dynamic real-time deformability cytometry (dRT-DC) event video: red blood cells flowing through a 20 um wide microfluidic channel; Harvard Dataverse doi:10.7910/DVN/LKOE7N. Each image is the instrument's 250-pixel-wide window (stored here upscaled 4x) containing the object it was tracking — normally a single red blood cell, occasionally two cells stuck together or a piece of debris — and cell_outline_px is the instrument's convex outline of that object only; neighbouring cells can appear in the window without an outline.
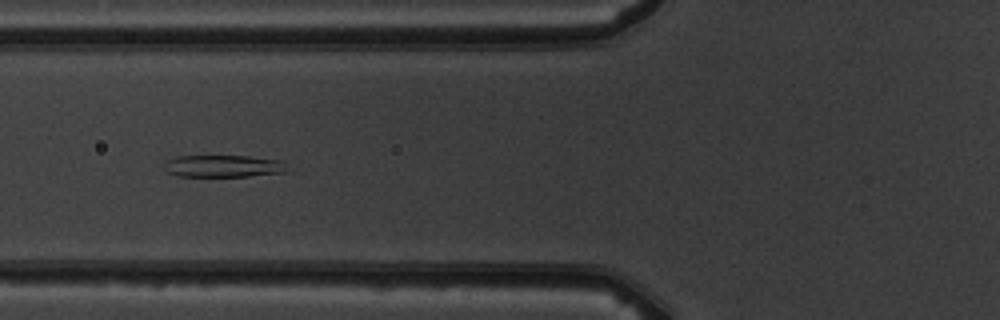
{"species": "common noctule bat (a hibernating species)", "species_latin": "Nyctalus noctula", "temperature_condition": "warm", "stored_images_in_passage": 2, "camera_frame_rate_fps": 3000, "um_per_image_px": 0.085, "animal": {"sex": "male", "body_mass_g": 19.5, "forearm_length_mm": 54.6}, "frame": {"image": 1, "passage_image": 2, "time_ms": 1.333, "image_size_px": [1000, 320], "cell_outline_px": [[284, 172], [248, 176], [180, 176], [168, 172], [164, 164], [168, 160], [176, 156], [248, 156], [284, 160]], "centroid_in_image_um": [18.98, 14.11], "position_along_channel_um": 106.8, "area_um2": 15.61}}